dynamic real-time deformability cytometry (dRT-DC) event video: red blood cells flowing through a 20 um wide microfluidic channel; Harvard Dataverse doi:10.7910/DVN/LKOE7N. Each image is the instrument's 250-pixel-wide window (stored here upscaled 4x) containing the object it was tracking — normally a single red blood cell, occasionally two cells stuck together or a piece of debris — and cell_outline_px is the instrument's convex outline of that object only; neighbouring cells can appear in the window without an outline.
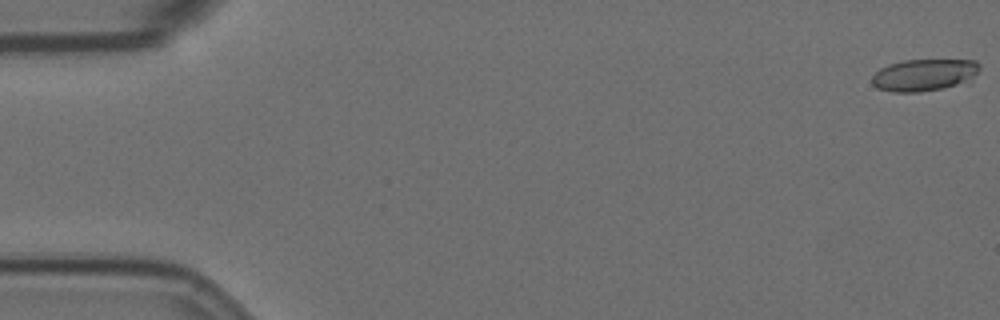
{"species": "Egyptian fruit bat (a non-hibernating species)", "species_latin": "Rousettus aegyptiacus", "temperature_condition": "room temperature", "stored_images_in_passage": 58, "camera_frame_rate_fps": 3000, "um_per_image_px": 0.085, "animal": {"sex": "female"}, "frame": {"image": 1, "passage_image": 1, "time_ms": 0.0, "image_size_px": [1000, 320], "cell_outline_px": [[980, 68], [972, 80], [968, 84], [920, 92], [892, 92], [876, 88], [872, 84], [872, 76], [880, 68], [888, 64], [904, 60], [976, 60], [980, 64]], "centroid_in_image_um": [78.6, 6.38], "position_along_channel_um": 6.4, "area_um2": 20.52}}
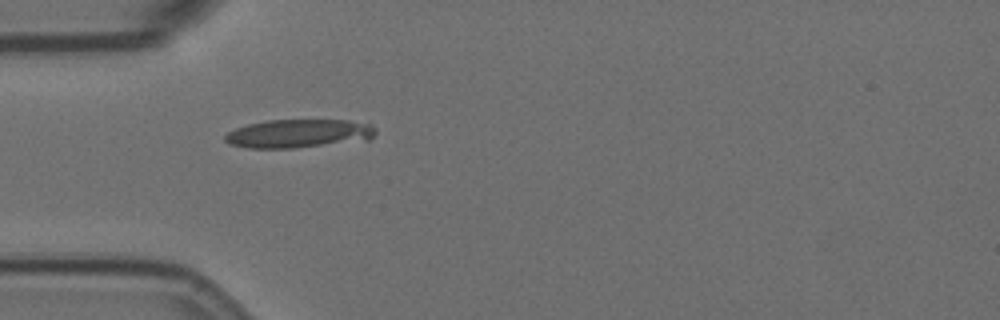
{"frame": {"image": 2, "passage_image": 18, "time_ms": 5.667, "image_size_px": [1000, 320], "cell_outline_px": [[376, 132], [368, 140], [292, 148], [248, 148], [228, 144], [224, 140], [224, 136], [228, 132], [236, 128], [248, 124], [268, 120], [348, 120], [372, 124], [376, 128]], "centroid_in_image_um": [25.38, 11.35], "position_along_channel_um": 59.6, "area_um2": 25.09}}
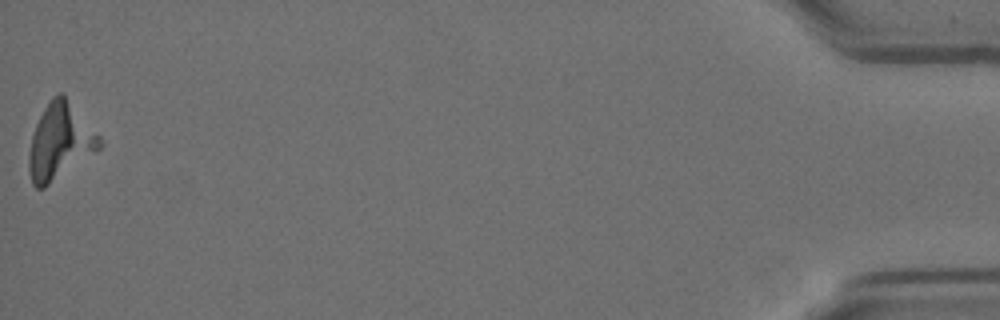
{"frame": {"image": 3, "passage_image": 58, "time_ms": 19.0, "image_size_px": [1000, 320], "cell_outline_px": [[104, 144], [96, 152], [44, 188], [36, 188], [32, 184], [28, 172], [28, 156], [32, 136], [36, 124], [44, 108], [52, 96], [60, 92], [64, 92], [104, 140]], "centroid_in_image_um": [5.12, 12.01], "position_along_channel_um": 430.1, "area_um2": 31.62}}